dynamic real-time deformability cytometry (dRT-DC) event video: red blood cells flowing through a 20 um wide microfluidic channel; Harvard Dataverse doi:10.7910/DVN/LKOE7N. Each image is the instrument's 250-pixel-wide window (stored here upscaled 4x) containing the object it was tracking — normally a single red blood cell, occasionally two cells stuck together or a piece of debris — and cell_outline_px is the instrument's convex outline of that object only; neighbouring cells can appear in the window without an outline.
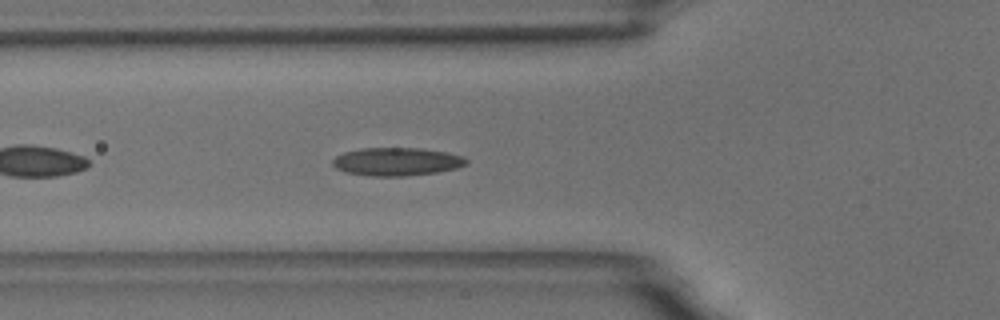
{"species": "common noctule bat (a hibernating species)", "species_latin": "Nyctalus noctula", "temperature_condition": "room temperature", "stored_images_in_passage": 36, "camera_frame_rate_fps": 3000, "um_per_image_px": 0.085, "animal": {"sex": "male", "body_mass_g": 18.8}, "frame": {"image": 1, "passage_image": 6, "time_ms": 1.667, "image_size_px": [1000, 320], "cell_outline_px": [[468, 164], [456, 168], [436, 172], [404, 176], [368, 176], [344, 172], [336, 168], [332, 164], [332, 160], [336, 156], [344, 152], [360, 148], [420, 148], [444, 152], [464, 156], [468, 160]], "centroid_in_image_um": [33.7, 13.74], "position_along_channel_um": 92.1, "area_um2": 21.96}}
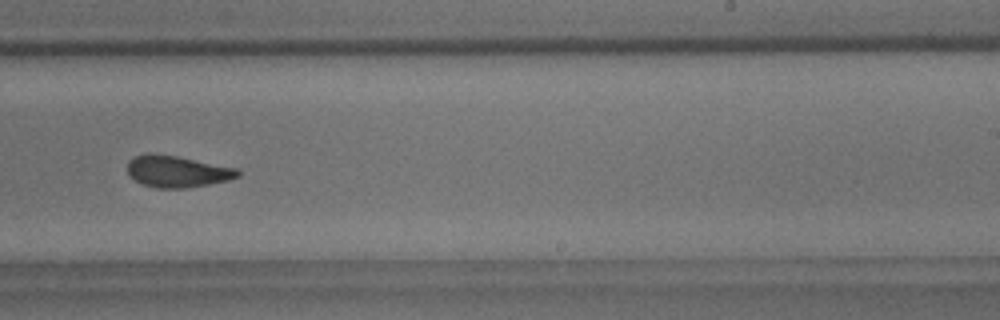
{"frame": {"image": 2, "passage_image": 21, "time_ms": 6.667, "image_size_px": [1000, 320], "cell_outline_px": [[240, 176], [228, 180], [188, 188], [156, 188], [144, 184], [136, 180], [128, 172], [128, 160], [136, 156], [148, 152], [176, 156], [236, 168], [240, 172]], "centroid_in_image_um": [15.06, 14.57], "position_along_channel_um": 273.9, "area_um2": 20.11}, "authors_computed_cell_mechanics": {"area_um2": 20.6924, "velocity_mm_per_s": 3.6268, "shape_relaxation_time_tau1_ms": 11.1064, "shape_relaxation_time_tau2_ms": 1.9255, "deformation_change_tau1": 0.2191, "deformation_change_tau2": 0.0918}}